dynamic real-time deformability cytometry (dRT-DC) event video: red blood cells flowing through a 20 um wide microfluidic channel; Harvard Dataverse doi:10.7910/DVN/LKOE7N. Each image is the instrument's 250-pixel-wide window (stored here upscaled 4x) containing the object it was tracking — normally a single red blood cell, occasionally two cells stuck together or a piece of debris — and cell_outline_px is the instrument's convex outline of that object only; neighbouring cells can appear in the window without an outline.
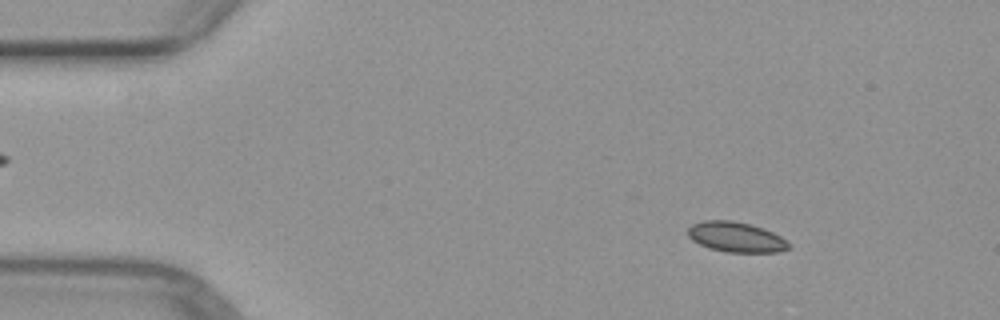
{"species": "common noctule bat (a hibernating species)", "species_latin": "Nyctalus noctula", "temperature_condition": "warm", "stored_images_in_passage": 51, "camera_frame_rate_fps": 3000, "um_per_image_px": 0.085, "animal": {"sex": "female", "body_mass_g": 29.2, "forearm_length_mm": 56.3}, "frame": {"image": 1, "passage_image": 7, "time_ms": 2.0, "image_size_px": [1000, 320], "cell_outline_px": [[792, 244], [788, 248], [776, 252], [724, 252], [708, 248], [692, 240], [688, 236], [688, 228], [692, 224], [704, 220], [732, 220], [752, 224], [764, 228], [780, 236]], "centroid_in_image_um": [62.55, 20.14], "position_along_channel_um": 22.4, "area_um2": 17.86}}
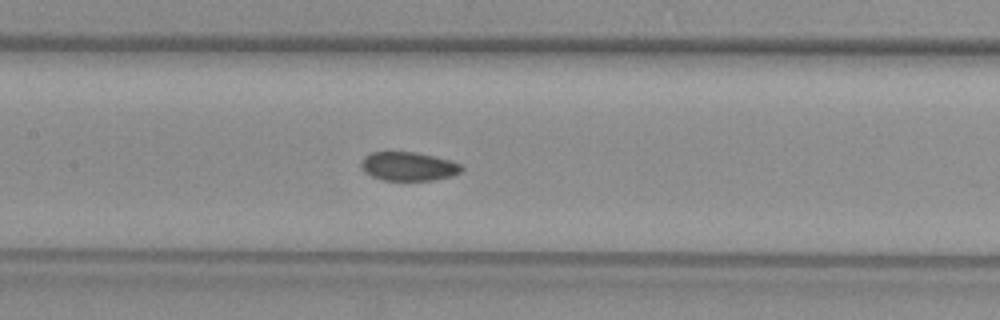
{"frame": {"image": 2, "passage_image": 24, "time_ms": 7.667, "image_size_px": [1000, 320], "cell_outline_px": [[464, 168], [460, 172], [452, 176], [432, 180], [380, 180], [364, 172], [360, 168], [360, 160], [364, 156], [372, 152], [416, 152], [448, 160], [460, 164]], "centroid_in_image_um": [34.66, 14.14], "position_along_channel_um": 172.7, "area_um2": 16.88}}
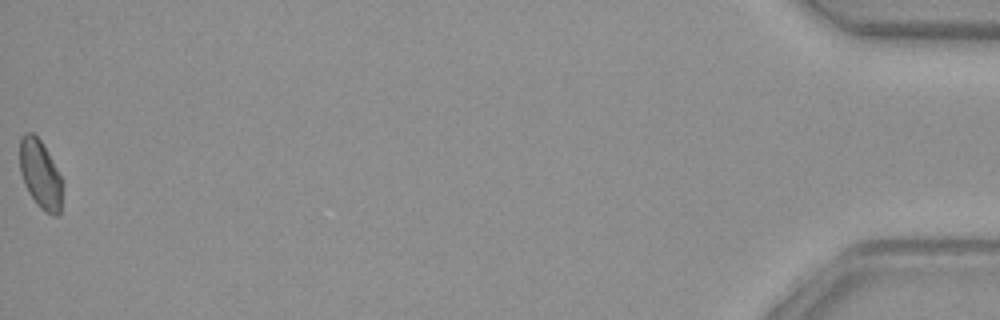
{"frame": {"image": 3, "passage_image": 51, "time_ms": 16.667, "image_size_px": [1000, 320], "cell_outline_px": [[60, 212], [56, 216], [52, 216], [40, 208], [36, 204], [28, 192], [24, 184], [20, 172], [20, 136], [24, 132], [32, 132], [40, 140], [60, 176]], "centroid_in_image_um": [3.37, 14.81], "position_along_channel_um": 431.8, "area_um2": 16.59}}